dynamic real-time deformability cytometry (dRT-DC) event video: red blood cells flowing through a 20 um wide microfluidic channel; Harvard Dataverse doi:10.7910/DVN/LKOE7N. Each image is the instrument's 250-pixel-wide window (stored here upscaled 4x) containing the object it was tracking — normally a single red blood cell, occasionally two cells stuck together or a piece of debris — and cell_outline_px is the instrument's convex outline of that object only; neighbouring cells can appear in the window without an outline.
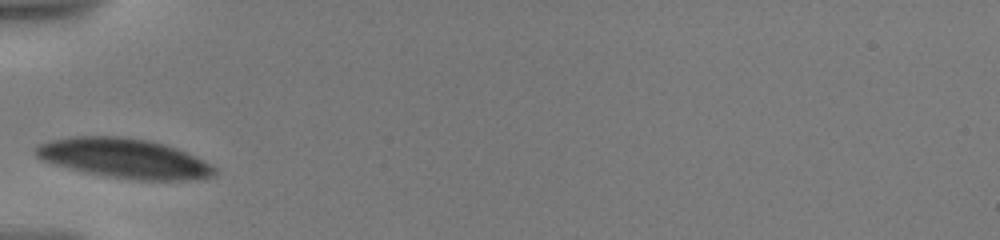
{"species": "human", "species_latin": "Homo sapiens", "temperature_condition": "warm", "stored_images_in_passage": 34, "camera_frame_rate_fps": 3000, "um_per_image_px": 0.085, "donor": {"sex": "male"}, "frame": {"image": 1, "passage_image": 1, "time_ms": 0.0, "image_size_px": [1000, 240], "cell_outline_px": [[220, 172], [216, 176], [188, 180], [140, 180], [108, 176], [88, 172], [72, 168], [44, 160], [36, 156], [36, 148], [40, 144], [52, 140], [72, 136], [120, 136], [148, 140], [164, 144], [176, 148], [212, 164]], "centroid_in_image_um": [10.65, 13.45], "position_along_channel_um": 74.3, "area_um2": 40.81}}
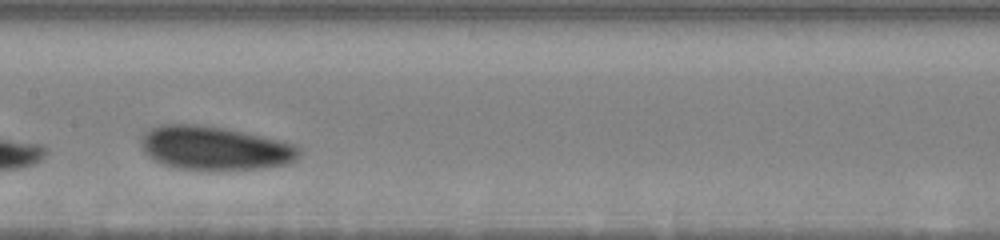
{"frame": {"image": 2, "passage_image": 14, "time_ms": 3.333, "image_size_px": [1000, 240], "cell_outline_px": [[304, 152], [296, 160], [288, 164], [264, 168], [228, 172], [220, 172], [176, 168], [164, 164], [148, 156], [144, 152], [140, 140], [144, 132], [160, 124], [196, 124], [224, 128], [296, 144]], "centroid_in_image_um": [18.3, 12.63], "position_along_channel_um": 189.1, "area_um2": 41.15}}
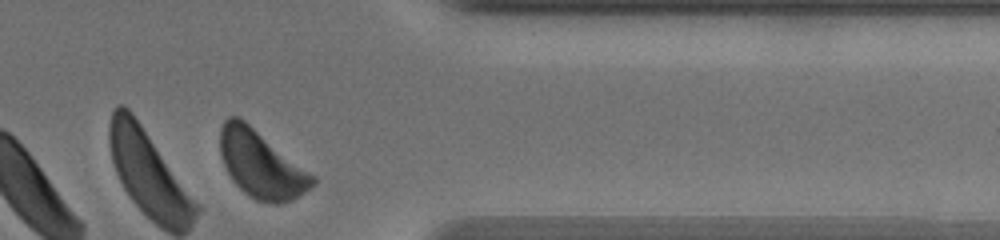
{"frame": {"image": 3, "passage_image": 31, "time_ms": 9.333, "image_size_px": [1000, 240], "cell_outline_px": [[316, 184], [292, 200], [280, 204], [272, 204], [256, 200], [244, 192], [232, 180], [224, 164], [220, 152], [220, 128], [224, 120], [228, 116], [236, 116], [244, 120], [316, 176]], "centroid_in_image_um": [22.21, 13.98], "position_along_channel_um": 389.2, "area_um2": 36.07}, "authors_computed_cell_mechanics": {"area_um2": 39.015, "velocity_mm_per_s": 3.4595, "shape_relaxation_time_tau1_ms": 2.8686, "shape_relaxation_time_tau2_ms": 8.0073, "deformation_change_tau1": 0.0858, "deformation_change_tau2": 0.1296}}